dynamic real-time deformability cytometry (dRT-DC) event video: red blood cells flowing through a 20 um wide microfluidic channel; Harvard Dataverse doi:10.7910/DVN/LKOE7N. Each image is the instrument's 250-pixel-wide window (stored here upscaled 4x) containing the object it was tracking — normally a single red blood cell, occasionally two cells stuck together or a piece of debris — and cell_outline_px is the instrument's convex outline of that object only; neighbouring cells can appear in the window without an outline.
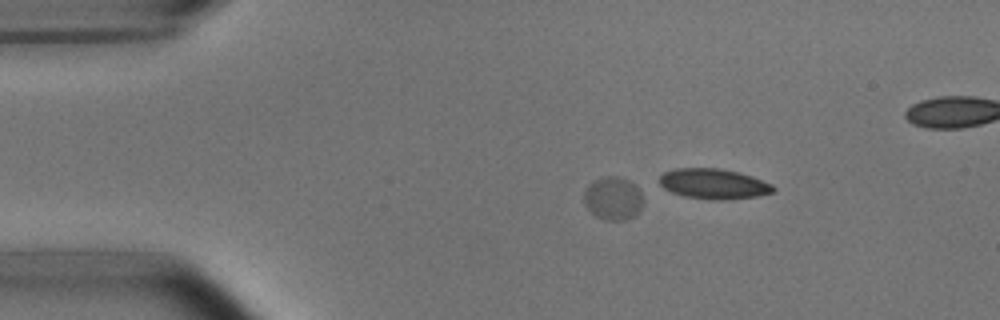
{"species": "common noctule bat (a hibernating species)", "species_latin": "Nyctalus noctula", "temperature_condition": "room temperature", "stored_images_in_passage": 4, "camera_frame_rate_fps": 3000, "um_per_image_px": 0.085, "animal": {"sex": "male", "body_mass_g": 15.6}, "frame": {"image": 1, "passage_image": 1, "time_ms": 0.0, "image_size_px": [1000, 320], "cell_outline_px": [[644, 200], [640, 212], [624, 220], [604, 220], [596, 216], [584, 204], [584, 188], [592, 180], [604, 176], [616, 176], [628, 180], [636, 184]], "centroid_in_image_um": [52.11, 16.85], "position_along_channel_um": 32.9, "area_um2": 15.14}}